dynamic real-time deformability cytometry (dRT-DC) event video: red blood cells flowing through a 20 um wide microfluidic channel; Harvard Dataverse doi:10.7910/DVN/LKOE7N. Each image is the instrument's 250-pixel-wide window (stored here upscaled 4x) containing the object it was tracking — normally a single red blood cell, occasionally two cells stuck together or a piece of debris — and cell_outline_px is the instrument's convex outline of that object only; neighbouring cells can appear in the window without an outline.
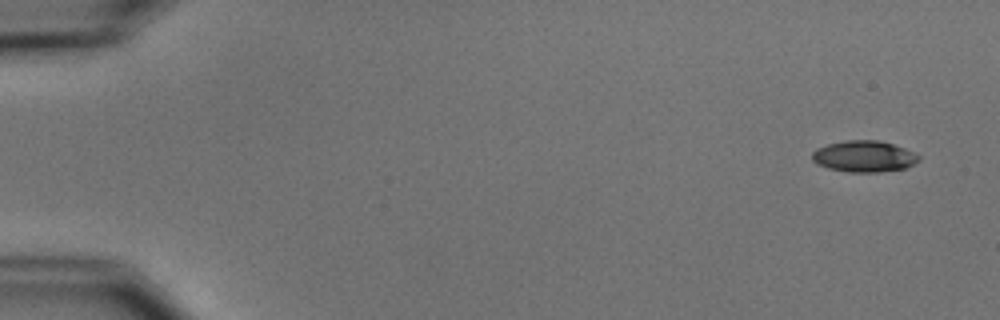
{"species": "common noctule bat (a hibernating species)", "species_latin": "Nyctalus noctula", "temperature_condition": "cold", "stored_images_in_passage": 6, "camera_frame_rate_fps": 3000, "um_per_image_px": 0.085, "animal": {"sex": "male", "body_mass_g": 15.6}, "frame": {"image": 1, "passage_image": 1, "time_ms": 0.0, "image_size_px": [1000, 320], "cell_outline_px": [[920, 160], [904, 168], [880, 172], [848, 172], [828, 168], [816, 164], [812, 160], [812, 152], [816, 148], [828, 144], [844, 140], [880, 140], [904, 148], [920, 156]], "centroid_in_image_um": [73.41, 13.29], "position_along_channel_um": 11.6, "area_um2": 19.48}}
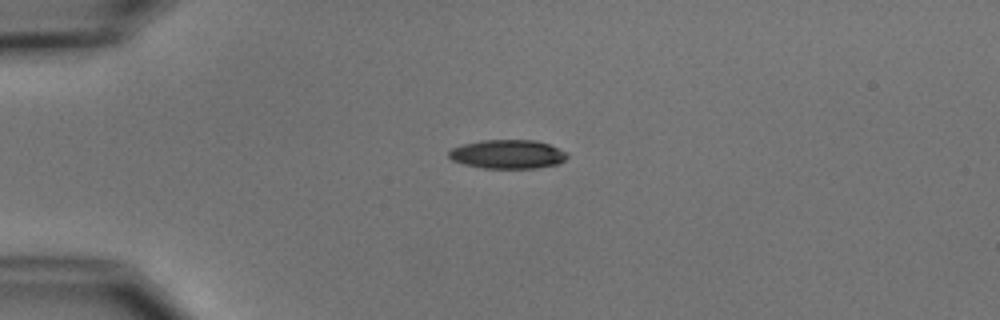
{"frame": {"image": 2, "passage_image": 4, "time_ms": 3.667, "image_size_px": [1000, 320], "cell_outline_px": [[568, 156], [560, 164], [536, 168], [484, 168], [464, 164], [452, 160], [448, 156], [448, 152], [452, 148], [464, 144], [484, 140], [536, 140], [548, 144], [564, 152]], "centroid_in_image_um": [43.14, 13.11], "position_along_channel_um": 41.9, "area_um2": 19.77}}